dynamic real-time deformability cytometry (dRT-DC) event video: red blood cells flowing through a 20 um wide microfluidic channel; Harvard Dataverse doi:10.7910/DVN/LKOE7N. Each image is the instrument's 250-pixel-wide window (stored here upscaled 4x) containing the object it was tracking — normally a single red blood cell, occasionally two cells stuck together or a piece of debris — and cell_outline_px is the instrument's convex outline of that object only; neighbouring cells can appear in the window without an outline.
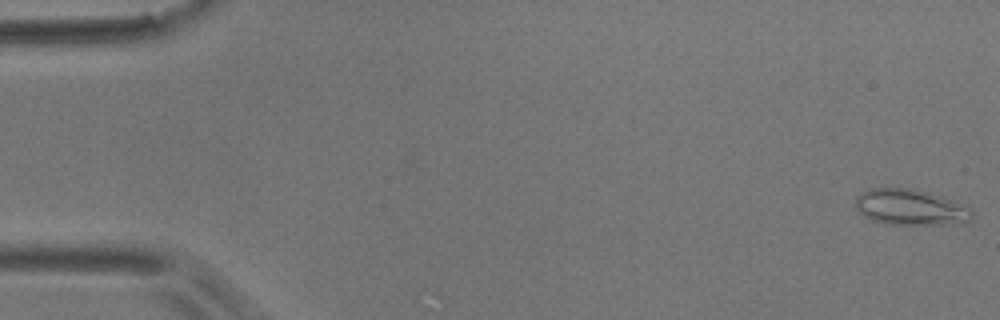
{"species": "common noctule bat (a hibernating species)", "species_latin": "Nyctalus noctula", "temperature_condition": "room temperature", "stored_images_in_passage": 57, "camera_frame_rate_fps": 3000, "um_per_image_px": 0.085, "animal": {"sex": "male", "body_mass_g": 17.9}, "frame": {"image": 1, "passage_image": 1, "time_ms": 0.0, "image_size_px": [1000, 320], "cell_outline_px": [[972, 220], [952, 224], [884, 224], [872, 220], [864, 216], [856, 208], [856, 196], [860, 192], [868, 188], [912, 188], [928, 192], [968, 208], [972, 212]], "centroid_in_image_um": [77.3, 17.62], "position_along_channel_um": 7.7, "area_um2": 24.04}}
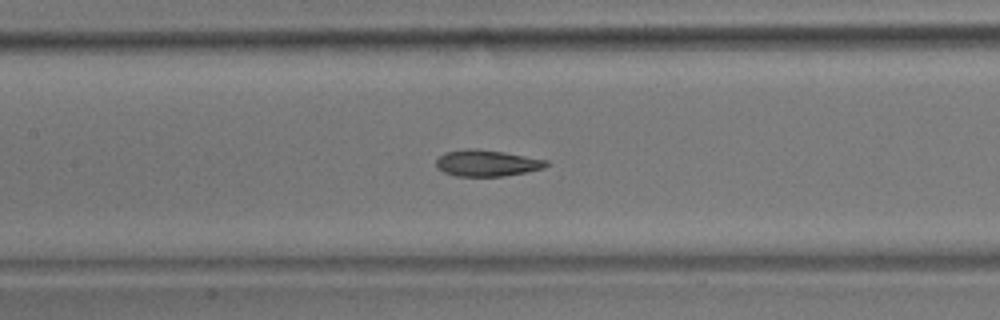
{"frame": {"image": 2, "passage_image": 26, "time_ms": 8.333, "image_size_px": [1000, 320], "cell_outline_px": [[548, 164], [544, 168], [504, 176], [456, 176], [444, 172], [436, 168], [436, 160], [444, 152], [468, 148], [504, 152], [548, 160]], "centroid_in_image_um": [41.35, 13.86], "position_along_channel_um": 166.0, "area_um2": 16.82}}
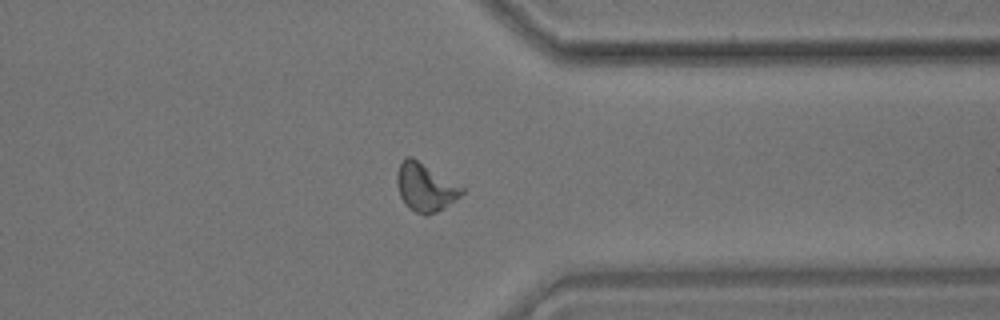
{"frame": {"image": 3, "passage_image": 44, "time_ms": 14.333, "image_size_px": [1000, 320], "cell_outline_px": [[464, 192], [460, 196], [444, 208], [436, 212], [424, 216], [408, 208], [404, 204], [400, 196], [396, 184], [396, 172], [400, 164], [408, 156], [412, 156], [464, 188]], "centroid_in_image_um": [36.12, 15.93], "position_along_channel_um": 375.3, "area_um2": 18.15}, "authors_computed_cell_mechanics": {"area_um2": 17.4556, "velocity_mm_per_s": 3.5599, "shape_relaxation_time_tau1_ms": 8.8473, "shape_relaxation_time_tau2_ms": 1.8551, "deformation_change_tau1": 0.1933, "deformation_change_tau2": 0.0853}}